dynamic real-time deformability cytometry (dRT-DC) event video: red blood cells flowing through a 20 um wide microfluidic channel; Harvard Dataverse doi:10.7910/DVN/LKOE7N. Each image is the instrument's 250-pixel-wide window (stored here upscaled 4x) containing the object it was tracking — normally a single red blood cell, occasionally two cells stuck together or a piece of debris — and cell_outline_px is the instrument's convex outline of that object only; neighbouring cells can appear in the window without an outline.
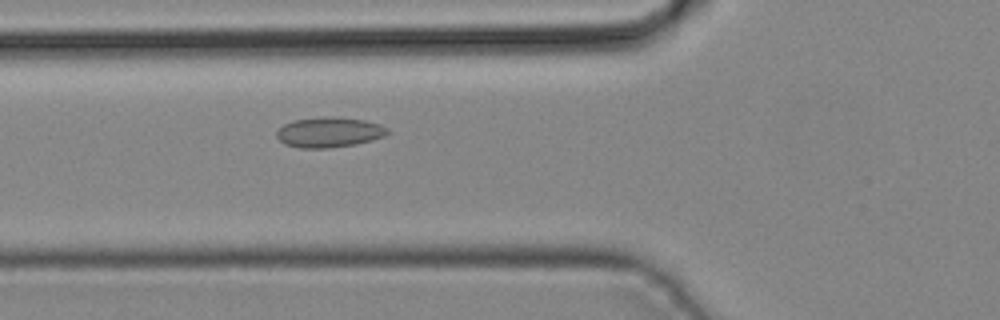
{"species": "common noctule bat (a hibernating species)", "species_latin": "Nyctalus noctula", "temperature_condition": "cold", "stored_images_in_passage": 31, "camera_frame_rate_fps": 3000, "um_per_image_px": 0.085, "animal": {"sex": "male", "body_mass_g": 19.2, "forearm_length_mm": 51.8}, "frame": {"image": 1, "passage_image": 8, "time_ms": 2.333, "image_size_px": [1000, 320], "cell_outline_px": [[392, 132], [384, 136], [372, 140], [356, 144], [328, 148], [300, 148], [284, 144], [276, 136], [276, 132], [284, 124], [292, 120], [324, 116], [336, 116], [364, 120], [380, 124], [388, 128]], "centroid_in_image_um": [27.99, 11.23], "position_along_channel_um": 97.8, "area_um2": 19.77}}
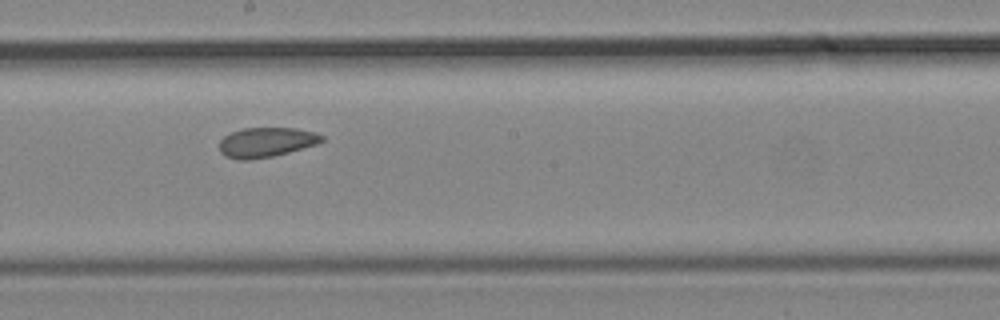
{"frame": {"image": 2, "passage_image": 16, "time_ms": 5.0, "image_size_px": [1000, 320], "cell_outline_px": [[324, 140], [316, 144], [288, 152], [272, 156], [248, 160], [240, 160], [224, 156], [220, 152], [220, 140], [224, 136], [232, 132], [244, 128], [296, 128], [312, 132], [324, 136]], "centroid_in_image_um": [22.6, 12.09], "position_along_channel_um": 225.6, "area_um2": 17.57}}
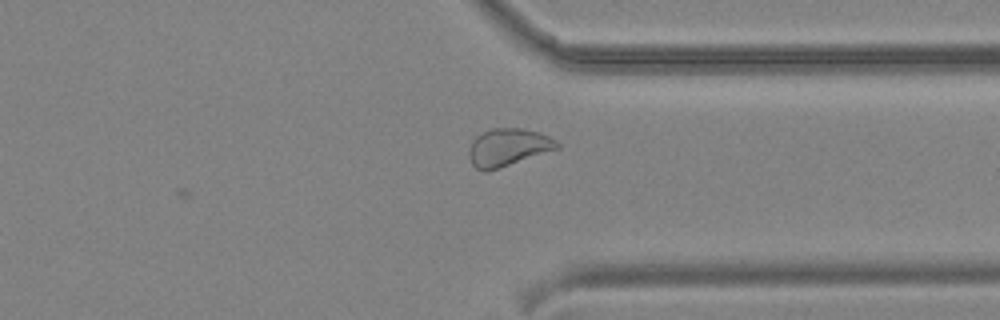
{"frame": {"image": 3, "passage_image": 25, "time_ms": 8.0, "image_size_px": [1000, 320], "cell_outline_px": [[560, 148], [488, 172], [484, 172], [476, 168], [472, 164], [468, 156], [468, 152], [472, 140], [476, 136], [492, 128], [520, 128], [536, 132], [548, 136], [556, 140], [560, 144]], "centroid_in_image_um": [43.16, 12.54], "position_along_channel_um": 368.2, "area_um2": 19.36}}